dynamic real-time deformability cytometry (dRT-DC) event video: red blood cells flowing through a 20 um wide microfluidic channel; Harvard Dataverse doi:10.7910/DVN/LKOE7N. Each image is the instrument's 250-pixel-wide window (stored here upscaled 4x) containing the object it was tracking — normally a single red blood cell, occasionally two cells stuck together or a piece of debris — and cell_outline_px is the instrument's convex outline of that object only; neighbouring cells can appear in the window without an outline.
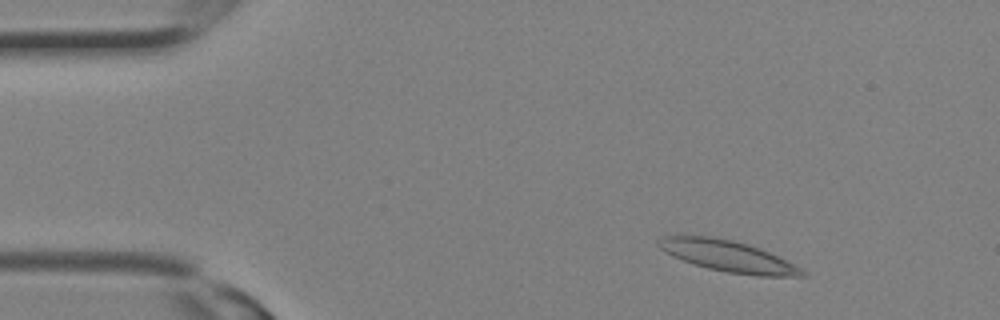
{"species": "Egyptian fruit bat (a non-hibernating species)", "species_latin": "Rousettus aegyptiacus", "temperature_condition": "room temperature", "stored_images_in_passage": 10, "camera_frame_rate_fps": 3000, "um_per_image_px": 0.085, "animal": {"sex": "female"}, "frame": {"image": 1, "passage_image": 2, "time_ms": 0.333, "image_size_px": [1000, 320], "cell_outline_px": [[808, 276], [756, 276], [728, 272], [708, 268], [672, 256], [660, 248], [656, 244], [664, 236], [712, 236], [732, 240], [748, 244], [760, 248], [800, 268]], "centroid_in_image_um": [61.87, 21.77], "position_along_channel_um": 23.1, "area_um2": 25.55}}
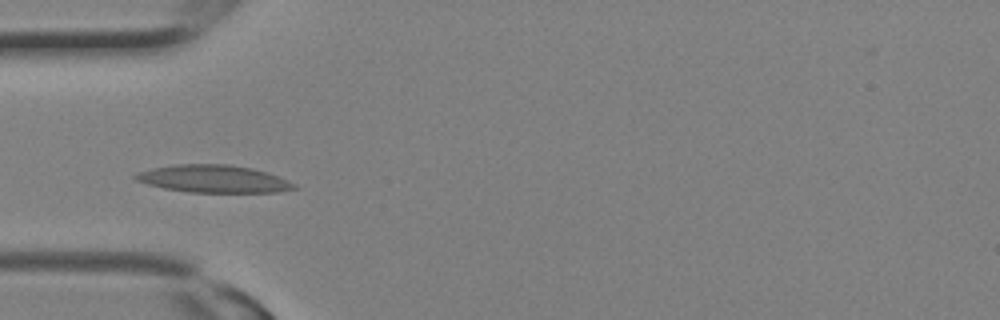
{"frame": {"image": 2, "passage_image": 7, "time_ms": 2.0, "image_size_px": [1000, 320], "cell_outline_px": [[300, 188], [276, 192], [188, 192], [164, 188], [148, 184], [136, 180], [132, 176], [140, 172], [152, 168], [176, 164], [228, 164], [252, 168], [268, 172], [288, 180], [296, 184]], "centroid_in_image_um": [18.19, 15.2], "position_along_channel_um": 66.8, "area_um2": 25.43}}
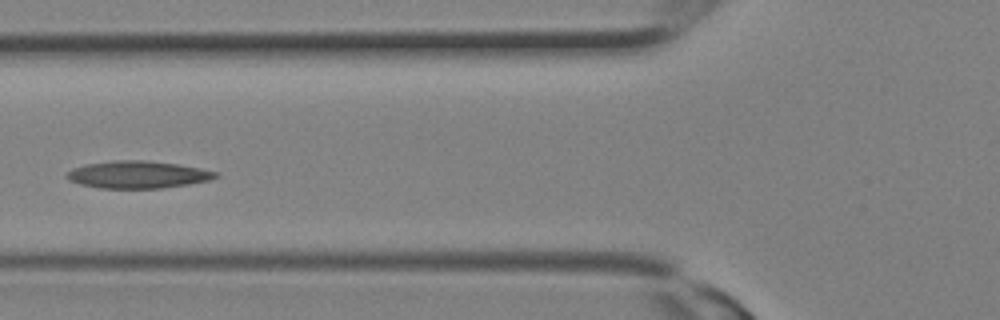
{"frame": {"image": 3, "passage_image": 9, "time_ms": 2.667, "image_size_px": [1000, 320], "cell_outline_px": [[220, 176], [208, 180], [188, 184], [160, 188], [100, 188], [80, 184], [68, 180], [68, 172], [72, 168], [84, 164], [112, 160], [148, 160], [176, 164], [200, 168], [220, 172]], "centroid_in_image_um": [11.72, 14.83], "position_along_channel_um": 114.1, "area_um2": 23.7}}